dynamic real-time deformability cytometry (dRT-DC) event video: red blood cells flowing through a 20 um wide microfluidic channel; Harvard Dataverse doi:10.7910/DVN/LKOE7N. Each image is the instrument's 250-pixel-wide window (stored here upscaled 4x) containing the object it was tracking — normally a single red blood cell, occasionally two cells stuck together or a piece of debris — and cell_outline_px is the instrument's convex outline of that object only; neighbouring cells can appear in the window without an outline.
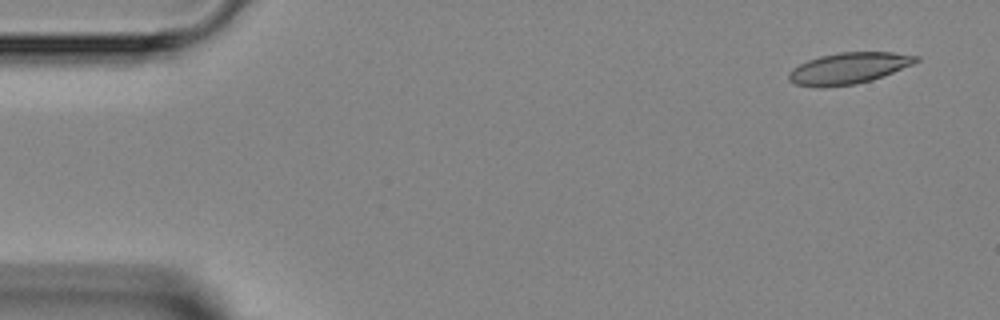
{"species": "Egyptian fruit bat (a non-hibernating species)", "species_latin": "Rousettus aegyptiacus", "temperature_condition": "room temperature", "stored_images_in_passage": 45, "camera_frame_rate_fps": 3000, "um_per_image_px": 0.085, "animal": {"sex": "female"}, "frame": {"image": 1, "passage_image": 1, "time_ms": 0.0, "image_size_px": [1000, 320], "cell_outline_px": [[920, 60], [912, 64], [872, 80], [856, 84], [824, 88], [816, 88], [796, 84], [788, 80], [788, 72], [792, 68], [808, 60], [820, 56], [840, 52], [892, 52], [920, 56]], "centroid_in_image_um": [72.09, 5.81], "position_along_channel_um": 12.9, "area_um2": 23.29}}
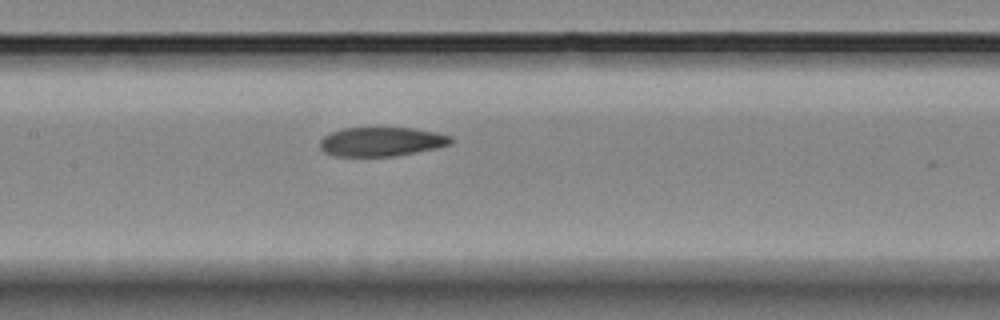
{"frame": {"image": 2, "passage_image": 20, "time_ms": 6.333, "image_size_px": [1000, 320], "cell_outline_px": [[452, 144], [436, 148], [392, 156], [336, 156], [324, 152], [320, 148], [320, 140], [324, 136], [332, 132], [344, 128], [412, 128], [436, 132], [452, 136]], "centroid_in_image_um": [32.43, 12.04], "position_along_channel_um": 175.0, "area_um2": 22.08}}
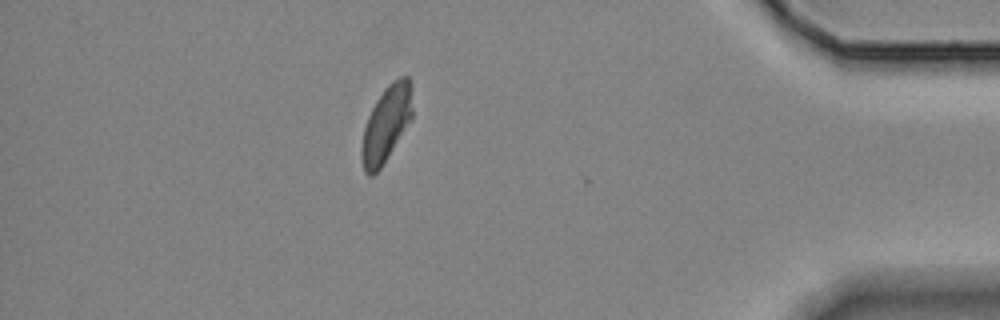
{"frame": {"image": 3, "passage_image": 39, "time_ms": 12.667, "image_size_px": [1000, 320], "cell_outline_px": [[412, 116], [380, 168], [372, 176], [368, 176], [364, 172], [360, 156], [360, 148], [364, 128], [368, 116], [376, 100], [384, 88], [392, 80], [400, 76], [408, 76], [412, 108]], "centroid_in_image_um": [32.78, 10.54], "position_along_channel_um": 402.4, "area_um2": 22.02}}